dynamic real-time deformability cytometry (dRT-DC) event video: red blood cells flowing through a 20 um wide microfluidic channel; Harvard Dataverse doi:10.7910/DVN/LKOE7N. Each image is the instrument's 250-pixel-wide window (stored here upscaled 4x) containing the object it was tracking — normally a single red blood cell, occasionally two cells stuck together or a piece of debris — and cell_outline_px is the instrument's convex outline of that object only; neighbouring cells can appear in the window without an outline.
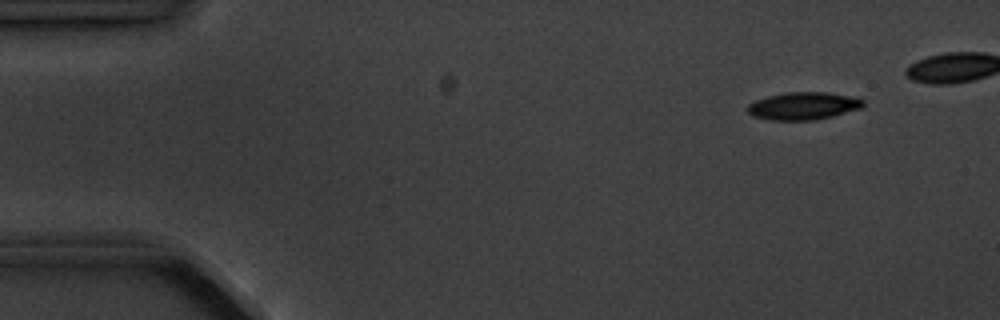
{"species": "common noctule bat (a hibernating species)", "species_latin": "Nyctalus noctula", "temperature_condition": "cold", "stored_images_in_passage": 5, "camera_frame_rate_fps": 3000, "um_per_image_px": 0.085, "animal": {"sex": "male", "body_mass_g": 20.1, "forearm_length_mm": 53.5}, "frame": {"image": 1, "passage_image": 1, "time_ms": 0.0, "image_size_px": [1000, 320], "cell_outline_px": [[864, 104], [860, 108], [832, 116], [812, 120], [768, 120], [752, 116], [748, 112], [748, 104], [756, 100], [768, 96], [784, 92], [828, 92], [860, 96], [864, 100]], "centroid_in_image_um": [68.31, 8.99], "position_along_channel_um": 16.7, "area_um2": 18.79}}